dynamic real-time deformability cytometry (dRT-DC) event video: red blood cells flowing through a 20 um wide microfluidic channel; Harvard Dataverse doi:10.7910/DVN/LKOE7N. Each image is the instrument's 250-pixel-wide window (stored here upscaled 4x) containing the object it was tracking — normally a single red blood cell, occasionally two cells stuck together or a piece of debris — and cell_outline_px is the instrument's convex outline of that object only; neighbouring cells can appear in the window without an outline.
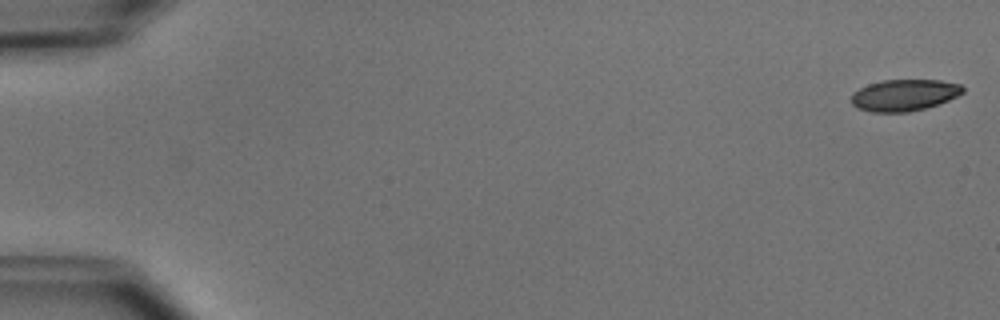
{"species": "common noctule bat (a hibernating species)", "species_latin": "Nyctalus noctula", "temperature_condition": "cold", "stored_images_in_passage": 5, "camera_frame_rate_fps": 3000, "um_per_image_px": 0.085, "animal": {"sex": "male", "body_mass_g": 15.6}, "frame": {"image": 1, "passage_image": 1, "time_ms": 0.0, "image_size_px": [1000, 320], "cell_outline_px": [[964, 92], [948, 100], [924, 108], [908, 112], [872, 112], [856, 108], [852, 104], [852, 92], [868, 84], [884, 80], [940, 80], [960, 84], [964, 88]], "centroid_in_image_um": [76.84, 8.08], "position_along_channel_um": 8.2, "area_um2": 20.4}}
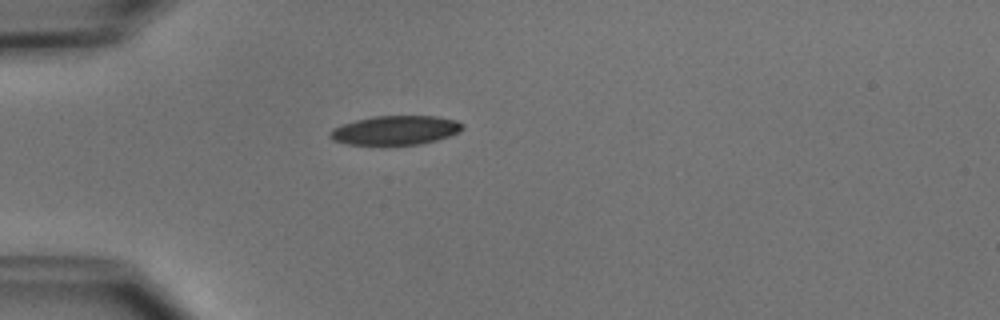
{"frame": {"image": 2, "passage_image": 5, "time_ms": 4.667, "image_size_px": [1000, 320], "cell_outline_px": [[464, 128], [460, 132], [436, 140], [420, 144], [388, 148], [348, 144], [332, 140], [328, 136], [328, 132], [332, 128], [356, 120], [372, 116], [436, 116], [456, 120], [464, 124]], "centroid_in_image_um": [33.57, 11.12], "position_along_channel_um": 51.4, "area_um2": 23.47}}